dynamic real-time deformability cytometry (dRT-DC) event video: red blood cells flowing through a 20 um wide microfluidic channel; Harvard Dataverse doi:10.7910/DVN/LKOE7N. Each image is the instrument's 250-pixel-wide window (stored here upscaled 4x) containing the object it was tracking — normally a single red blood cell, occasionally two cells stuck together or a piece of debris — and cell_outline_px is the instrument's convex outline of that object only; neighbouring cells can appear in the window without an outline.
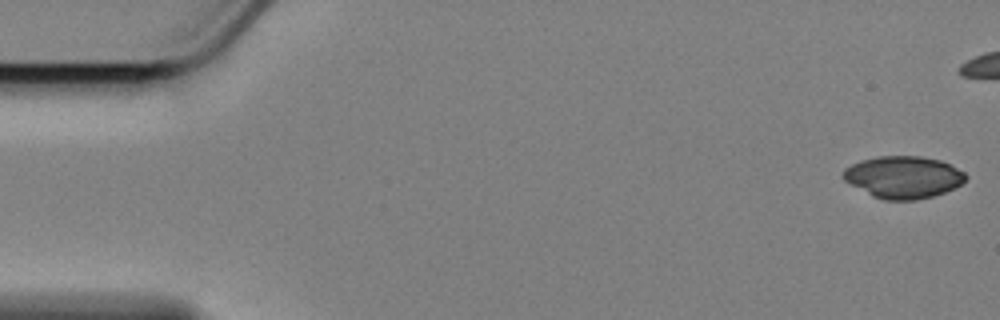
{"species": "Egyptian fruit bat (a non-hibernating species)", "species_latin": "Rousettus aegyptiacus", "temperature_condition": "cold", "stored_images_in_passage": 10, "camera_frame_rate_fps": 3000, "um_per_image_px": 0.085, "animal": {"sex": "female"}, "frame": {"image": 1, "passage_image": 1, "time_ms": 0.0, "image_size_px": [1000, 320], "cell_outline_px": [[968, 176], [960, 184], [944, 192], [932, 196], [916, 200], [884, 200], [872, 196], [844, 180], [844, 168], [860, 160], [876, 156], [920, 156], [940, 160], [964, 172]], "centroid_in_image_um": [76.76, 15.05], "position_along_channel_um": 8.2, "area_um2": 29.82}}